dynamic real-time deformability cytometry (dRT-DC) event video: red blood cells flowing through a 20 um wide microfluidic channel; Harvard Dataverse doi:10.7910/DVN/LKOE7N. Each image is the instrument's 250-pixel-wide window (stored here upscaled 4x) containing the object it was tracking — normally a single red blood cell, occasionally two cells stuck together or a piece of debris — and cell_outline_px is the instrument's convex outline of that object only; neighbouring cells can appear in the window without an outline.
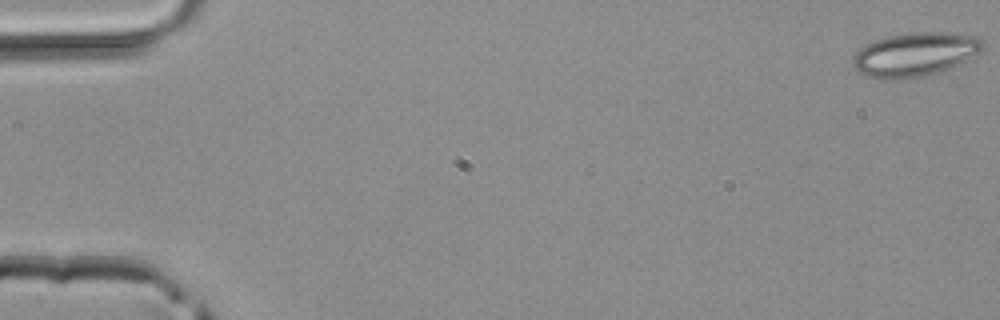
{"species": "common noctule bat (a hibernating species)", "species_latin": "Nyctalus noctula", "temperature_condition": "room temperature", "stored_images_in_passage": 3, "camera_frame_rate_fps": 3000, "um_per_image_px": 0.085, "animal": {"sex": "male", "body_mass_g": 20.4}, "frame": {"image": 1, "passage_image": 3, "time_ms": 0.667, "image_size_px": [1000, 320], "cell_outline_px": [[984, 48], [964, 60], [948, 68], [936, 72], [920, 76], [900, 80], [888, 80], [864, 76], [856, 72], [852, 64], [856, 52], [864, 44], [876, 40], [892, 36], [912, 32], [940, 32], [972, 36], [980, 40], [984, 44]], "centroid_in_image_um": [77.67, 4.64], "position_along_channel_um": 7.3, "area_um2": 32.66}}